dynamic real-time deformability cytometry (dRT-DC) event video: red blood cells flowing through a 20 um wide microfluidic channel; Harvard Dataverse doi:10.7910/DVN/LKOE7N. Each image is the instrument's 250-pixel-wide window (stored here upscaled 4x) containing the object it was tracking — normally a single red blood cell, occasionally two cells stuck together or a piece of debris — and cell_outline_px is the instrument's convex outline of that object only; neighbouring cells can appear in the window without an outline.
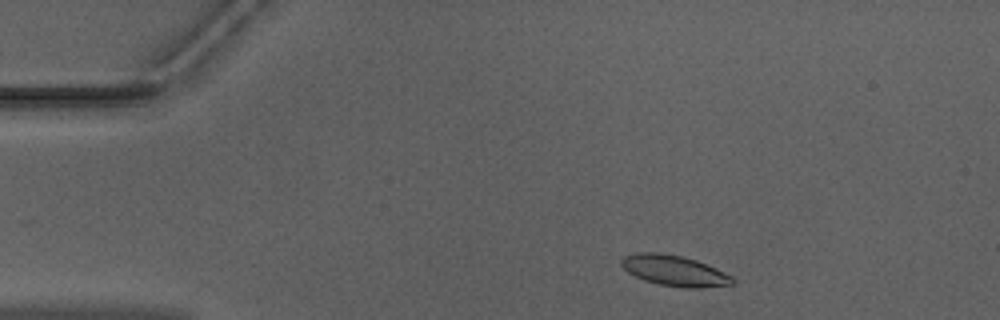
{"species": "Egyptian fruit bat (a non-hibernating species)", "species_latin": "Rousettus aegyptiacus", "temperature_condition": "warm", "stored_images_in_passage": 47, "camera_frame_rate_fps": 3000, "um_per_image_px": 0.085, "animal": {"sex": "male"}, "frame": {"image": 1, "passage_image": 4, "time_ms": 1.0, "image_size_px": [1000, 320], "cell_outline_px": [[736, 280], [732, 284], [700, 288], [684, 288], [660, 284], [644, 280], [628, 272], [620, 264], [620, 260], [624, 256], [636, 252], [660, 252], [680, 256], [696, 260], [716, 268], [732, 276]], "centroid_in_image_um": [57.32, 23.0], "position_along_channel_um": 27.7, "area_um2": 19.83}}
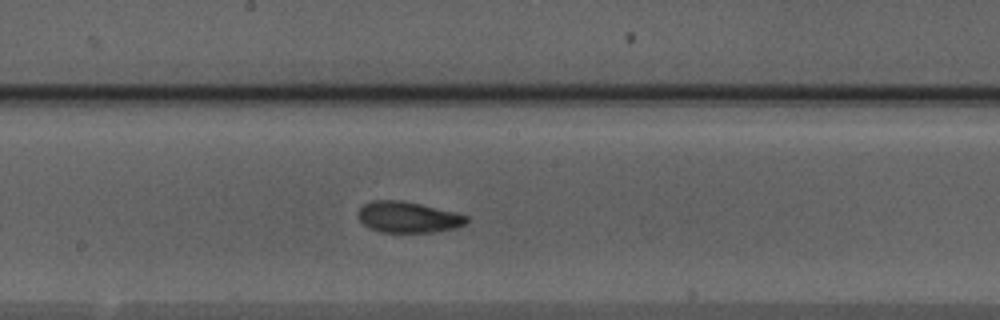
{"frame": {"image": 2, "passage_image": 23, "time_ms": 7.333, "image_size_px": [1000, 320], "cell_outline_px": [[468, 220], [464, 224], [456, 228], [432, 232], [380, 232], [368, 228], [356, 216], [356, 212], [364, 204], [372, 200], [400, 200], [420, 204], [456, 212], [468, 216]], "centroid_in_image_um": [34.65, 18.46], "position_along_channel_um": 213.5, "area_um2": 19.71}}
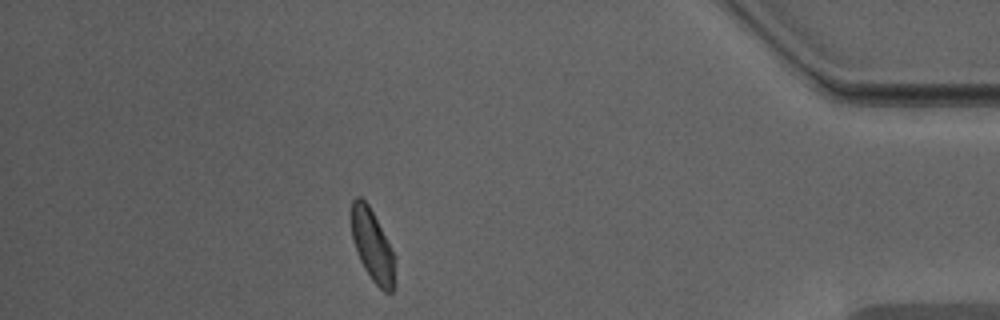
{"frame": {"image": 3, "passage_image": 41, "time_ms": 13.333, "image_size_px": [1000, 320], "cell_outline_px": [[396, 256], [392, 292], [384, 292], [372, 280], [364, 268], [356, 252], [352, 240], [352, 200], [356, 196], [360, 196], [368, 204]], "centroid_in_image_um": [31.66, 20.88], "position_along_channel_um": 403.5, "area_um2": 18.09}, "authors_computed_cell_mechanics": {"area_um2": 19.1318, "velocity_mm_per_s": 3.9454, "shape_relaxation_time_tau1_ms": 4.1969, "shape_relaxation_time_tau2_ms": 1.5466, "deformation_change_tau1": 0.1258, "deformation_change_tau2": 0.0695}}